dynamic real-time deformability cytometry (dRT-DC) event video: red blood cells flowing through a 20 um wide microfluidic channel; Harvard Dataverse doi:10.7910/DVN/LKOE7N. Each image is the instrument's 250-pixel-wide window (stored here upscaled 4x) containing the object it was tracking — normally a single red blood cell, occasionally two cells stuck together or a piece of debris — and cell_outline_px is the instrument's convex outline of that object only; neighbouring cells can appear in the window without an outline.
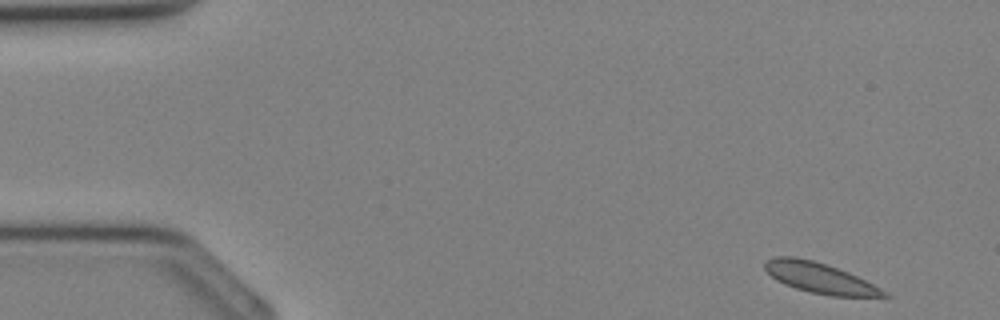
{"species": "Egyptian fruit bat (a non-hibernating species)", "species_latin": "Rousettus aegyptiacus", "temperature_condition": "cold", "stored_images_in_passage": 3, "camera_frame_rate_fps": 3000, "um_per_image_px": 0.085, "animal": {"sex": "female"}, "frame": {"image": 1, "passage_image": 1, "time_ms": 0.0, "image_size_px": [1000, 320], "cell_outline_px": [[892, 296], [832, 296], [812, 292], [796, 288], [784, 284], [776, 280], [764, 268], [764, 260], [776, 256], [796, 256], [812, 260], [848, 272], [880, 288]], "centroid_in_image_um": [69.62, 23.61], "position_along_channel_um": 15.4, "area_um2": 20.75}}